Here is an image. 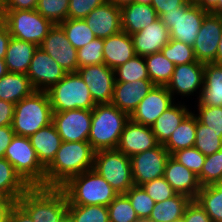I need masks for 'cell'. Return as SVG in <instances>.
Instances as JSON below:
<instances>
[{
	"label": "cell",
	"mask_w": 222,
	"mask_h": 222,
	"mask_svg": "<svg viewBox=\"0 0 222 222\" xmlns=\"http://www.w3.org/2000/svg\"><path fill=\"white\" fill-rule=\"evenodd\" d=\"M95 150L88 141L64 142L45 168V187L60 188L73 176L93 169Z\"/></svg>",
	"instance_id": "1"
},
{
	"label": "cell",
	"mask_w": 222,
	"mask_h": 222,
	"mask_svg": "<svg viewBox=\"0 0 222 222\" xmlns=\"http://www.w3.org/2000/svg\"><path fill=\"white\" fill-rule=\"evenodd\" d=\"M130 116L112 103L96 104L92 109L88 142L95 151L116 149Z\"/></svg>",
	"instance_id": "2"
},
{
	"label": "cell",
	"mask_w": 222,
	"mask_h": 222,
	"mask_svg": "<svg viewBox=\"0 0 222 222\" xmlns=\"http://www.w3.org/2000/svg\"><path fill=\"white\" fill-rule=\"evenodd\" d=\"M17 203L30 215L31 222H59L67 214L68 201L61 188L30 187Z\"/></svg>",
	"instance_id": "3"
},
{
	"label": "cell",
	"mask_w": 222,
	"mask_h": 222,
	"mask_svg": "<svg viewBox=\"0 0 222 222\" xmlns=\"http://www.w3.org/2000/svg\"><path fill=\"white\" fill-rule=\"evenodd\" d=\"M60 188L66 194L68 205L108 206L118 195L94 169L73 176Z\"/></svg>",
	"instance_id": "4"
},
{
	"label": "cell",
	"mask_w": 222,
	"mask_h": 222,
	"mask_svg": "<svg viewBox=\"0 0 222 222\" xmlns=\"http://www.w3.org/2000/svg\"><path fill=\"white\" fill-rule=\"evenodd\" d=\"M52 106L46 91H34L15 104L12 129L17 136L29 137L52 123Z\"/></svg>",
	"instance_id": "5"
},
{
	"label": "cell",
	"mask_w": 222,
	"mask_h": 222,
	"mask_svg": "<svg viewBox=\"0 0 222 222\" xmlns=\"http://www.w3.org/2000/svg\"><path fill=\"white\" fill-rule=\"evenodd\" d=\"M53 112L72 109H93L96 105L88 86L78 72L67 73L48 91Z\"/></svg>",
	"instance_id": "6"
},
{
	"label": "cell",
	"mask_w": 222,
	"mask_h": 222,
	"mask_svg": "<svg viewBox=\"0 0 222 222\" xmlns=\"http://www.w3.org/2000/svg\"><path fill=\"white\" fill-rule=\"evenodd\" d=\"M4 158L30 187H45V167L40 163L28 137L15 135Z\"/></svg>",
	"instance_id": "7"
},
{
	"label": "cell",
	"mask_w": 222,
	"mask_h": 222,
	"mask_svg": "<svg viewBox=\"0 0 222 222\" xmlns=\"http://www.w3.org/2000/svg\"><path fill=\"white\" fill-rule=\"evenodd\" d=\"M93 169L118 194H125L134 185L131 159L117 149L95 151Z\"/></svg>",
	"instance_id": "8"
},
{
	"label": "cell",
	"mask_w": 222,
	"mask_h": 222,
	"mask_svg": "<svg viewBox=\"0 0 222 222\" xmlns=\"http://www.w3.org/2000/svg\"><path fill=\"white\" fill-rule=\"evenodd\" d=\"M209 12L188 0L178 10L165 12L159 18L170 31V38L193 46L205 16Z\"/></svg>",
	"instance_id": "9"
},
{
	"label": "cell",
	"mask_w": 222,
	"mask_h": 222,
	"mask_svg": "<svg viewBox=\"0 0 222 222\" xmlns=\"http://www.w3.org/2000/svg\"><path fill=\"white\" fill-rule=\"evenodd\" d=\"M11 37L31 42L38 47L47 36L53 23L35 10H6L2 20Z\"/></svg>",
	"instance_id": "10"
},
{
	"label": "cell",
	"mask_w": 222,
	"mask_h": 222,
	"mask_svg": "<svg viewBox=\"0 0 222 222\" xmlns=\"http://www.w3.org/2000/svg\"><path fill=\"white\" fill-rule=\"evenodd\" d=\"M169 157L170 153L162 144L130 157L134 185L141 186L164 176Z\"/></svg>",
	"instance_id": "11"
},
{
	"label": "cell",
	"mask_w": 222,
	"mask_h": 222,
	"mask_svg": "<svg viewBox=\"0 0 222 222\" xmlns=\"http://www.w3.org/2000/svg\"><path fill=\"white\" fill-rule=\"evenodd\" d=\"M92 109H72L53 112L52 123L64 142L88 141Z\"/></svg>",
	"instance_id": "12"
},
{
	"label": "cell",
	"mask_w": 222,
	"mask_h": 222,
	"mask_svg": "<svg viewBox=\"0 0 222 222\" xmlns=\"http://www.w3.org/2000/svg\"><path fill=\"white\" fill-rule=\"evenodd\" d=\"M204 66L199 61L175 66L172 78L166 86L175 101L178 95L182 100L184 97L188 100L190 95L196 94L195 99H199L203 88Z\"/></svg>",
	"instance_id": "13"
},
{
	"label": "cell",
	"mask_w": 222,
	"mask_h": 222,
	"mask_svg": "<svg viewBox=\"0 0 222 222\" xmlns=\"http://www.w3.org/2000/svg\"><path fill=\"white\" fill-rule=\"evenodd\" d=\"M67 72L40 47L35 51L27 76L35 91H48L58 83Z\"/></svg>",
	"instance_id": "14"
},
{
	"label": "cell",
	"mask_w": 222,
	"mask_h": 222,
	"mask_svg": "<svg viewBox=\"0 0 222 222\" xmlns=\"http://www.w3.org/2000/svg\"><path fill=\"white\" fill-rule=\"evenodd\" d=\"M77 72L88 86L96 104L112 102L115 85V74L112 68L103 63L80 67Z\"/></svg>",
	"instance_id": "15"
},
{
	"label": "cell",
	"mask_w": 222,
	"mask_h": 222,
	"mask_svg": "<svg viewBox=\"0 0 222 222\" xmlns=\"http://www.w3.org/2000/svg\"><path fill=\"white\" fill-rule=\"evenodd\" d=\"M221 34L222 17L209 12L205 16L192 46L197 61L204 64L215 61Z\"/></svg>",
	"instance_id": "16"
},
{
	"label": "cell",
	"mask_w": 222,
	"mask_h": 222,
	"mask_svg": "<svg viewBox=\"0 0 222 222\" xmlns=\"http://www.w3.org/2000/svg\"><path fill=\"white\" fill-rule=\"evenodd\" d=\"M39 47L67 73L78 71L77 49L70 43L58 24L53 25Z\"/></svg>",
	"instance_id": "17"
},
{
	"label": "cell",
	"mask_w": 222,
	"mask_h": 222,
	"mask_svg": "<svg viewBox=\"0 0 222 222\" xmlns=\"http://www.w3.org/2000/svg\"><path fill=\"white\" fill-rule=\"evenodd\" d=\"M175 102L166 86L154 85L132 112L130 119L151 127L156 119Z\"/></svg>",
	"instance_id": "18"
},
{
	"label": "cell",
	"mask_w": 222,
	"mask_h": 222,
	"mask_svg": "<svg viewBox=\"0 0 222 222\" xmlns=\"http://www.w3.org/2000/svg\"><path fill=\"white\" fill-rule=\"evenodd\" d=\"M158 145L151 127L129 119L124 126L116 149L130 158Z\"/></svg>",
	"instance_id": "19"
},
{
	"label": "cell",
	"mask_w": 222,
	"mask_h": 222,
	"mask_svg": "<svg viewBox=\"0 0 222 222\" xmlns=\"http://www.w3.org/2000/svg\"><path fill=\"white\" fill-rule=\"evenodd\" d=\"M96 38H108L122 31L121 10L109 0L93 9L85 18Z\"/></svg>",
	"instance_id": "20"
},
{
	"label": "cell",
	"mask_w": 222,
	"mask_h": 222,
	"mask_svg": "<svg viewBox=\"0 0 222 222\" xmlns=\"http://www.w3.org/2000/svg\"><path fill=\"white\" fill-rule=\"evenodd\" d=\"M135 54L146 56L161 52L162 48L170 41V31L158 18L141 31L131 35Z\"/></svg>",
	"instance_id": "21"
},
{
	"label": "cell",
	"mask_w": 222,
	"mask_h": 222,
	"mask_svg": "<svg viewBox=\"0 0 222 222\" xmlns=\"http://www.w3.org/2000/svg\"><path fill=\"white\" fill-rule=\"evenodd\" d=\"M153 86L150 79L115 82L111 103L130 116Z\"/></svg>",
	"instance_id": "22"
},
{
	"label": "cell",
	"mask_w": 222,
	"mask_h": 222,
	"mask_svg": "<svg viewBox=\"0 0 222 222\" xmlns=\"http://www.w3.org/2000/svg\"><path fill=\"white\" fill-rule=\"evenodd\" d=\"M164 178L177 193L191 199H195L202 188L198 176L171 155L165 164Z\"/></svg>",
	"instance_id": "23"
},
{
	"label": "cell",
	"mask_w": 222,
	"mask_h": 222,
	"mask_svg": "<svg viewBox=\"0 0 222 222\" xmlns=\"http://www.w3.org/2000/svg\"><path fill=\"white\" fill-rule=\"evenodd\" d=\"M131 35L124 31L103 39L104 64L113 70L135 56Z\"/></svg>",
	"instance_id": "24"
},
{
	"label": "cell",
	"mask_w": 222,
	"mask_h": 222,
	"mask_svg": "<svg viewBox=\"0 0 222 222\" xmlns=\"http://www.w3.org/2000/svg\"><path fill=\"white\" fill-rule=\"evenodd\" d=\"M120 10L122 31L129 35L141 31L159 18L156 10L147 4L133 2L120 7Z\"/></svg>",
	"instance_id": "25"
},
{
	"label": "cell",
	"mask_w": 222,
	"mask_h": 222,
	"mask_svg": "<svg viewBox=\"0 0 222 222\" xmlns=\"http://www.w3.org/2000/svg\"><path fill=\"white\" fill-rule=\"evenodd\" d=\"M176 101L165 110L151 126L159 144L164 145L171 137L172 132L180 125L183 119L192 111V106L184 101ZM183 103V104H182ZM191 107V110L189 109Z\"/></svg>",
	"instance_id": "26"
},
{
	"label": "cell",
	"mask_w": 222,
	"mask_h": 222,
	"mask_svg": "<svg viewBox=\"0 0 222 222\" xmlns=\"http://www.w3.org/2000/svg\"><path fill=\"white\" fill-rule=\"evenodd\" d=\"M40 163L46 168L55 158L62 143L53 123L39 129L28 137Z\"/></svg>",
	"instance_id": "27"
},
{
	"label": "cell",
	"mask_w": 222,
	"mask_h": 222,
	"mask_svg": "<svg viewBox=\"0 0 222 222\" xmlns=\"http://www.w3.org/2000/svg\"><path fill=\"white\" fill-rule=\"evenodd\" d=\"M195 105L222 107V65L205 63L203 88Z\"/></svg>",
	"instance_id": "28"
},
{
	"label": "cell",
	"mask_w": 222,
	"mask_h": 222,
	"mask_svg": "<svg viewBox=\"0 0 222 222\" xmlns=\"http://www.w3.org/2000/svg\"><path fill=\"white\" fill-rule=\"evenodd\" d=\"M38 46L11 37L5 56V63L8 72L27 74L30 62Z\"/></svg>",
	"instance_id": "29"
},
{
	"label": "cell",
	"mask_w": 222,
	"mask_h": 222,
	"mask_svg": "<svg viewBox=\"0 0 222 222\" xmlns=\"http://www.w3.org/2000/svg\"><path fill=\"white\" fill-rule=\"evenodd\" d=\"M34 91L26 74L8 72L0 78V100L16 104Z\"/></svg>",
	"instance_id": "30"
},
{
	"label": "cell",
	"mask_w": 222,
	"mask_h": 222,
	"mask_svg": "<svg viewBox=\"0 0 222 222\" xmlns=\"http://www.w3.org/2000/svg\"><path fill=\"white\" fill-rule=\"evenodd\" d=\"M29 188L12 164L5 158H0V196L16 203Z\"/></svg>",
	"instance_id": "31"
},
{
	"label": "cell",
	"mask_w": 222,
	"mask_h": 222,
	"mask_svg": "<svg viewBox=\"0 0 222 222\" xmlns=\"http://www.w3.org/2000/svg\"><path fill=\"white\" fill-rule=\"evenodd\" d=\"M191 200L189 196L177 193L170 199L155 203L149 218L145 222H172L183 217Z\"/></svg>",
	"instance_id": "32"
},
{
	"label": "cell",
	"mask_w": 222,
	"mask_h": 222,
	"mask_svg": "<svg viewBox=\"0 0 222 222\" xmlns=\"http://www.w3.org/2000/svg\"><path fill=\"white\" fill-rule=\"evenodd\" d=\"M196 116L190 112L172 132L171 137L164 144L170 155L180 149L192 148L195 143Z\"/></svg>",
	"instance_id": "33"
},
{
	"label": "cell",
	"mask_w": 222,
	"mask_h": 222,
	"mask_svg": "<svg viewBox=\"0 0 222 222\" xmlns=\"http://www.w3.org/2000/svg\"><path fill=\"white\" fill-rule=\"evenodd\" d=\"M195 200L209 215L212 222H222V181L203 186Z\"/></svg>",
	"instance_id": "34"
},
{
	"label": "cell",
	"mask_w": 222,
	"mask_h": 222,
	"mask_svg": "<svg viewBox=\"0 0 222 222\" xmlns=\"http://www.w3.org/2000/svg\"><path fill=\"white\" fill-rule=\"evenodd\" d=\"M148 75L154 85L167 86L172 78L175 64L168 60L162 52L144 56Z\"/></svg>",
	"instance_id": "35"
},
{
	"label": "cell",
	"mask_w": 222,
	"mask_h": 222,
	"mask_svg": "<svg viewBox=\"0 0 222 222\" xmlns=\"http://www.w3.org/2000/svg\"><path fill=\"white\" fill-rule=\"evenodd\" d=\"M64 31L67 39L78 50L96 38L84 19H71L58 24Z\"/></svg>",
	"instance_id": "36"
},
{
	"label": "cell",
	"mask_w": 222,
	"mask_h": 222,
	"mask_svg": "<svg viewBox=\"0 0 222 222\" xmlns=\"http://www.w3.org/2000/svg\"><path fill=\"white\" fill-rule=\"evenodd\" d=\"M115 82H132L136 80L150 79L143 56L135 55L123 65L114 69Z\"/></svg>",
	"instance_id": "37"
},
{
	"label": "cell",
	"mask_w": 222,
	"mask_h": 222,
	"mask_svg": "<svg viewBox=\"0 0 222 222\" xmlns=\"http://www.w3.org/2000/svg\"><path fill=\"white\" fill-rule=\"evenodd\" d=\"M67 214L73 222H110L105 205H68Z\"/></svg>",
	"instance_id": "38"
},
{
	"label": "cell",
	"mask_w": 222,
	"mask_h": 222,
	"mask_svg": "<svg viewBox=\"0 0 222 222\" xmlns=\"http://www.w3.org/2000/svg\"><path fill=\"white\" fill-rule=\"evenodd\" d=\"M194 147L205 156L216 153L222 149V134L210 130L200 123L196 117V134Z\"/></svg>",
	"instance_id": "39"
},
{
	"label": "cell",
	"mask_w": 222,
	"mask_h": 222,
	"mask_svg": "<svg viewBox=\"0 0 222 222\" xmlns=\"http://www.w3.org/2000/svg\"><path fill=\"white\" fill-rule=\"evenodd\" d=\"M107 208L110 222H142L126 194H118Z\"/></svg>",
	"instance_id": "40"
},
{
	"label": "cell",
	"mask_w": 222,
	"mask_h": 222,
	"mask_svg": "<svg viewBox=\"0 0 222 222\" xmlns=\"http://www.w3.org/2000/svg\"><path fill=\"white\" fill-rule=\"evenodd\" d=\"M161 52L175 66L197 61L193 47L175 39H170Z\"/></svg>",
	"instance_id": "41"
},
{
	"label": "cell",
	"mask_w": 222,
	"mask_h": 222,
	"mask_svg": "<svg viewBox=\"0 0 222 222\" xmlns=\"http://www.w3.org/2000/svg\"><path fill=\"white\" fill-rule=\"evenodd\" d=\"M125 194L130 200L139 219L145 222L153 210L154 200L147 194L142 186L133 185Z\"/></svg>",
	"instance_id": "42"
},
{
	"label": "cell",
	"mask_w": 222,
	"mask_h": 222,
	"mask_svg": "<svg viewBox=\"0 0 222 222\" xmlns=\"http://www.w3.org/2000/svg\"><path fill=\"white\" fill-rule=\"evenodd\" d=\"M36 10L53 24L68 19L69 0H38Z\"/></svg>",
	"instance_id": "43"
},
{
	"label": "cell",
	"mask_w": 222,
	"mask_h": 222,
	"mask_svg": "<svg viewBox=\"0 0 222 222\" xmlns=\"http://www.w3.org/2000/svg\"><path fill=\"white\" fill-rule=\"evenodd\" d=\"M198 179L202 187L222 181V149L206 156Z\"/></svg>",
	"instance_id": "44"
},
{
	"label": "cell",
	"mask_w": 222,
	"mask_h": 222,
	"mask_svg": "<svg viewBox=\"0 0 222 222\" xmlns=\"http://www.w3.org/2000/svg\"><path fill=\"white\" fill-rule=\"evenodd\" d=\"M78 66L99 65L104 63L103 39L95 38L77 50Z\"/></svg>",
	"instance_id": "45"
},
{
	"label": "cell",
	"mask_w": 222,
	"mask_h": 222,
	"mask_svg": "<svg viewBox=\"0 0 222 222\" xmlns=\"http://www.w3.org/2000/svg\"><path fill=\"white\" fill-rule=\"evenodd\" d=\"M195 108L192 112L200 123L209 127L210 130L222 134V107L196 105Z\"/></svg>",
	"instance_id": "46"
},
{
	"label": "cell",
	"mask_w": 222,
	"mask_h": 222,
	"mask_svg": "<svg viewBox=\"0 0 222 222\" xmlns=\"http://www.w3.org/2000/svg\"><path fill=\"white\" fill-rule=\"evenodd\" d=\"M171 156L197 176L201 173L206 160V156L195 147L177 150Z\"/></svg>",
	"instance_id": "47"
},
{
	"label": "cell",
	"mask_w": 222,
	"mask_h": 222,
	"mask_svg": "<svg viewBox=\"0 0 222 222\" xmlns=\"http://www.w3.org/2000/svg\"><path fill=\"white\" fill-rule=\"evenodd\" d=\"M141 186L155 203L170 199L177 194V192L165 180L164 176L146 182Z\"/></svg>",
	"instance_id": "48"
},
{
	"label": "cell",
	"mask_w": 222,
	"mask_h": 222,
	"mask_svg": "<svg viewBox=\"0 0 222 222\" xmlns=\"http://www.w3.org/2000/svg\"><path fill=\"white\" fill-rule=\"evenodd\" d=\"M108 0H69L68 18L84 19L93 9Z\"/></svg>",
	"instance_id": "49"
},
{
	"label": "cell",
	"mask_w": 222,
	"mask_h": 222,
	"mask_svg": "<svg viewBox=\"0 0 222 222\" xmlns=\"http://www.w3.org/2000/svg\"><path fill=\"white\" fill-rule=\"evenodd\" d=\"M183 218L185 222H212L209 215L195 199H192L187 205Z\"/></svg>",
	"instance_id": "50"
},
{
	"label": "cell",
	"mask_w": 222,
	"mask_h": 222,
	"mask_svg": "<svg viewBox=\"0 0 222 222\" xmlns=\"http://www.w3.org/2000/svg\"><path fill=\"white\" fill-rule=\"evenodd\" d=\"M188 0H152L151 6L156 10L160 17L165 12H172L178 10L180 6H183Z\"/></svg>",
	"instance_id": "51"
},
{
	"label": "cell",
	"mask_w": 222,
	"mask_h": 222,
	"mask_svg": "<svg viewBox=\"0 0 222 222\" xmlns=\"http://www.w3.org/2000/svg\"><path fill=\"white\" fill-rule=\"evenodd\" d=\"M15 104L0 100V127L12 124Z\"/></svg>",
	"instance_id": "52"
},
{
	"label": "cell",
	"mask_w": 222,
	"mask_h": 222,
	"mask_svg": "<svg viewBox=\"0 0 222 222\" xmlns=\"http://www.w3.org/2000/svg\"><path fill=\"white\" fill-rule=\"evenodd\" d=\"M14 136L15 133L11 125L0 127V158H4L5 151L12 142Z\"/></svg>",
	"instance_id": "53"
},
{
	"label": "cell",
	"mask_w": 222,
	"mask_h": 222,
	"mask_svg": "<svg viewBox=\"0 0 222 222\" xmlns=\"http://www.w3.org/2000/svg\"><path fill=\"white\" fill-rule=\"evenodd\" d=\"M7 10H35L38 0H5Z\"/></svg>",
	"instance_id": "54"
},
{
	"label": "cell",
	"mask_w": 222,
	"mask_h": 222,
	"mask_svg": "<svg viewBox=\"0 0 222 222\" xmlns=\"http://www.w3.org/2000/svg\"><path fill=\"white\" fill-rule=\"evenodd\" d=\"M10 39L11 35L7 26L3 21H0V59H5Z\"/></svg>",
	"instance_id": "55"
},
{
	"label": "cell",
	"mask_w": 222,
	"mask_h": 222,
	"mask_svg": "<svg viewBox=\"0 0 222 222\" xmlns=\"http://www.w3.org/2000/svg\"><path fill=\"white\" fill-rule=\"evenodd\" d=\"M14 203V201L0 196V222H6L9 211Z\"/></svg>",
	"instance_id": "56"
},
{
	"label": "cell",
	"mask_w": 222,
	"mask_h": 222,
	"mask_svg": "<svg viewBox=\"0 0 222 222\" xmlns=\"http://www.w3.org/2000/svg\"><path fill=\"white\" fill-rule=\"evenodd\" d=\"M193 2L203 10L211 12L217 6L218 0H193Z\"/></svg>",
	"instance_id": "57"
},
{
	"label": "cell",
	"mask_w": 222,
	"mask_h": 222,
	"mask_svg": "<svg viewBox=\"0 0 222 222\" xmlns=\"http://www.w3.org/2000/svg\"><path fill=\"white\" fill-rule=\"evenodd\" d=\"M6 222H19V204L17 202L11 207Z\"/></svg>",
	"instance_id": "58"
},
{
	"label": "cell",
	"mask_w": 222,
	"mask_h": 222,
	"mask_svg": "<svg viewBox=\"0 0 222 222\" xmlns=\"http://www.w3.org/2000/svg\"><path fill=\"white\" fill-rule=\"evenodd\" d=\"M19 222H31L30 215L19 205Z\"/></svg>",
	"instance_id": "59"
},
{
	"label": "cell",
	"mask_w": 222,
	"mask_h": 222,
	"mask_svg": "<svg viewBox=\"0 0 222 222\" xmlns=\"http://www.w3.org/2000/svg\"><path fill=\"white\" fill-rule=\"evenodd\" d=\"M213 63L222 65V34L220 36V41H219V44H218V52H217V55H216V59Z\"/></svg>",
	"instance_id": "60"
},
{
	"label": "cell",
	"mask_w": 222,
	"mask_h": 222,
	"mask_svg": "<svg viewBox=\"0 0 222 222\" xmlns=\"http://www.w3.org/2000/svg\"><path fill=\"white\" fill-rule=\"evenodd\" d=\"M210 13L222 17V0H218L217 6Z\"/></svg>",
	"instance_id": "61"
},
{
	"label": "cell",
	"mask_w": 222,
	"mask_h": 222,
	"mask_svg": "<svg viewBox=\"0 0 222 222\" xmlns=\"http://www.w3.org/2000/svg\"><path fill=\"white\" fill-rule=\"evenodd\" d=\"M8 73L4 59H0V78Z\"/></svg>",
	"instance_id": "62"
},
{
	"label": "cell",
	"mask_w": 222,
	"mask_h": 222,
	"mask_svg": "<svg viewBox=\"0 0 222 222\" xmlns=\"http://www.w3.org/2000/svg\"><path fill=\"white\" fill-rule=\"evenodd\" d=\"M109 1L112 2L113 4H115L118 7H122L126 4L133 3V0H109Z\"/></svg>",
	"instance_id": "63"
},
{
	"label": "cell",
	"mask_w": 222,
	"mask_h": 222,
	"mask_svg": "<svg viewBox=\"0 0 222 222\" xmlns=\"http://www.w3.org/2000/svg\"><path fill=\"white\" fill-rule=\"evenodd\" d=\"M6 10L7 8H6L5 0H0V21L4 19Z\"/></svg>",
	"instance_id": "64"
},
{
	"label": "cell",
	"mask_w": 222,
	"mask_h": 222,
	"mask_svg": "<svg viewBox=\"0 0 222 222\" xmlns=\"http://www.w3.org/2000/svg\"><path fill=\"white\" fill-rule=\"evenodd\" d=\"M152 0H133L134 3L151 5Z\"/></svg>",
	"instance_id": "65"
},
{
	"label": "cell",
	"mask_w": 222,
	"mask_h": 222,
	"mask_svg": "<svg viewBox=\"0 0 222 222\" xmlns=\"http://www.w3.org/2000/svg\"><path fill=\"white\" fill-rule=\"evenodd\" d=\"M59 222H73L68 214H66Z\"/></svg>",
	"instance_id": "66"
},
{
	"label": "cell",
	"mask_w": 222,
	"mask_h": 222,
	"mask_svg": "<svg viewBox=\"0 0 222 222\" xmlns=\"http://www.w3.org/2000/svg\"><path fill=\"white\" fill-rule=\"evenodd\" d=\"M172 222H185L183 217H180Z\"/></svg>",
	"instance_id": "67"
}]
</instances>
